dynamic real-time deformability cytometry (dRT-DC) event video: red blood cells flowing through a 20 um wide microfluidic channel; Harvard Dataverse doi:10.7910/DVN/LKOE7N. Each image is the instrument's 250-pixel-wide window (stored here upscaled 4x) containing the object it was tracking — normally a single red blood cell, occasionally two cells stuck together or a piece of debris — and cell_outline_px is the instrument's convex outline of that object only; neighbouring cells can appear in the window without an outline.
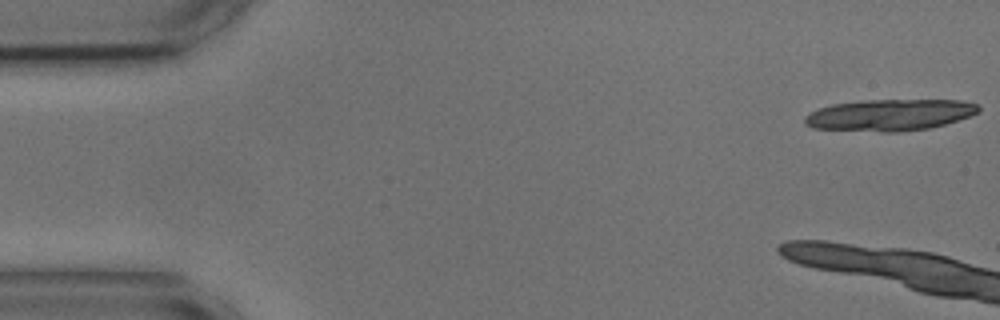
{"species": "common noctule bat (a hibernating species)", "species_latin": "Nyctalus noctula", "temperature_condition": "cold", "stored_images_in_passage": 6, "camera_frame_rate_fps": 3000, "um_per_image_px": 0.085, "animal": {"sex": "male", "body_mass_g": 17.9, "forearm_length_mm": 54.2}, "frame": {"image": 1, "passage_image": 1, "time_ms": 0.0, "image_size_px": [1000, 320], "cell_outline_px": [[980, 112], [944, 124], [928, 128], [900, 132], [884, 132], [812, 128], [804, 124], [804, 116], [808, 112], [832, 104], [864, 100], [960, 100], [980, 104]], "centroid_in_image_um": [75.6, 9.77], "position_along_channel_um": 9.4, "area_um2": 32.02}}